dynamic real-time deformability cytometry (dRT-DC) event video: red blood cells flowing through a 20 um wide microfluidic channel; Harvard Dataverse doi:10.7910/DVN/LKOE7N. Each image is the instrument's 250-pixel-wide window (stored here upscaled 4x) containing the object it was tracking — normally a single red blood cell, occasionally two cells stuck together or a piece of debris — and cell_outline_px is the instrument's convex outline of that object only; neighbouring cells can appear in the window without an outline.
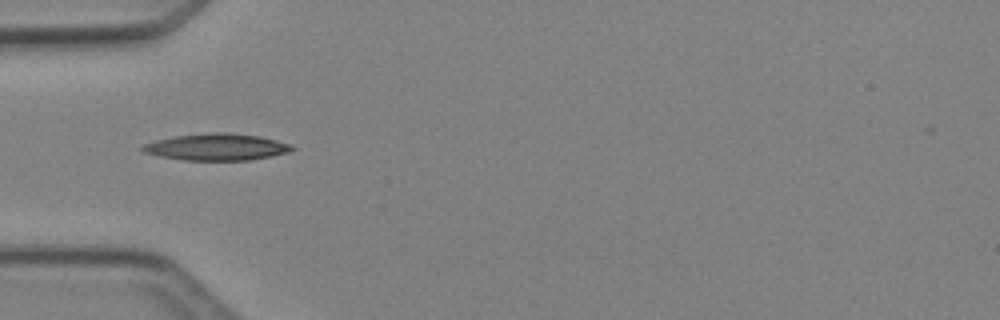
{"species": "Egyptian fruit bat (a non-hibernating species)", "species_latin": "Rousettus aegyptiacus", "temperature_condition": "cold", "stored_images_in_passage": 1, "camera_frame_rate_fps": 3000, "um_per_image_px": 0.085, "animal": {"sex": "female"}, "frame": {"image": 1, "passage_image": 1, "time_ms": 0.0, "image_size_px": [1000, 320], "cell_outline_px": [[296, 148], [288, 152], [272, 156], [248, 160], [184, 160], [160, 156], [144, 152], [140, 148], [144, 144], [156, 140], [176, 136], [212, 132], [228, 132], [260, 136], [292, 144]], "centroid_in_image_um": [18.45, 12.49], "position_along_channel_um": 66.6, "area_um2": 23.24}}